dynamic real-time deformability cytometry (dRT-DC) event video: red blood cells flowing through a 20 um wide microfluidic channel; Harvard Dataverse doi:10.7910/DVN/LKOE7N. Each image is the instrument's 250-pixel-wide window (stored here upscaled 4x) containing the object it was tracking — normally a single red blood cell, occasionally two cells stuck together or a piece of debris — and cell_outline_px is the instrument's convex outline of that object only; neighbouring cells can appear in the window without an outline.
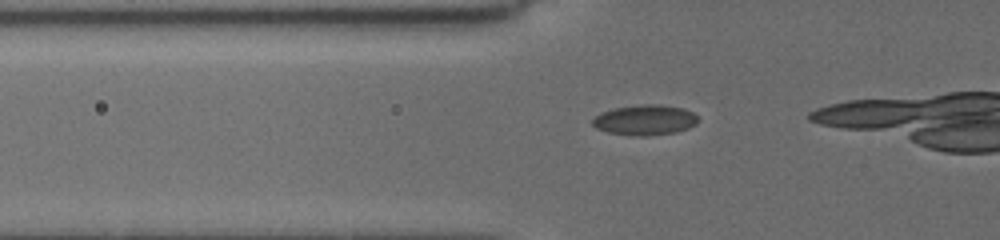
{"species": "common noctule bat (a hibernating species)", "species_latin": "Nyctalus noctula", "temperature_condition": "cold", "stored_images_in_passage": 23, "camera_frame_rate_fps": 3000, "um_per_image_px": 0.085, "animal": {"sex": "female", "body_mass_g": 19.5, "forearm_length_mm": 54.1}, "frame": {"image": 1, "passage_image": 17, "time_ms": 5.333, "image_size_px": [1000, 240], "cell_outline_px": [[700, 120], [696, 124], [688, 128], [676, 132], [644, 136], [636, 136], [608, 132], [596, 128], [592, 124], [592, 116], [600, 112], [616, 108], [644, 104], [660, 104], [684, 108], [692, 112]], "centroid_in_image_um": [54.81, 10.19], "position_along_channel_um": 71.0, "area_um2": 18.73}}